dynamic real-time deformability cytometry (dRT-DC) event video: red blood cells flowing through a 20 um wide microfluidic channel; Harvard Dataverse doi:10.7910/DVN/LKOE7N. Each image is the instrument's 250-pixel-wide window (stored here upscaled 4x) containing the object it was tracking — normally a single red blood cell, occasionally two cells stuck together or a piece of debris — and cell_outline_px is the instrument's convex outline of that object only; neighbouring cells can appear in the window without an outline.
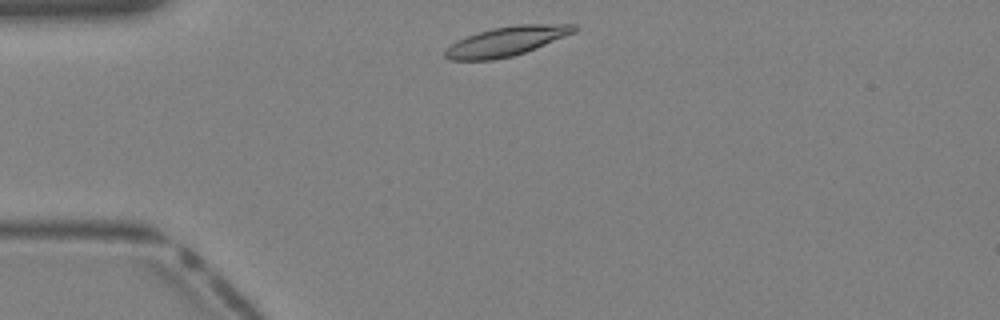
{"species": "Egyptian fruit bat (a non-hibernating species)", "species_latin": "Rousettus aegyptiacus", "temperature_condition": "warm", "stored_images_in_passage": 32, "camera_frame_rate_fps": 3000, "um_per_image_px": 0.085, "animal": {"sex": "female"}, "frame": {"image": 1, "passage_image": 2, "time_ms": 0.333, "image_size_px": [1000, 320], "cell_outline_px": [[576, 32], [536, 48], [512, 56], [492, 60], [448, 60], [444, 56], [444, 52], [456, 40], [492, 28], [516, 24], [576, 24]], "centroid_in_image_um": [43.05, 3.5], "position_along_channel_um": 41.9, "area_um2": 21.96}}
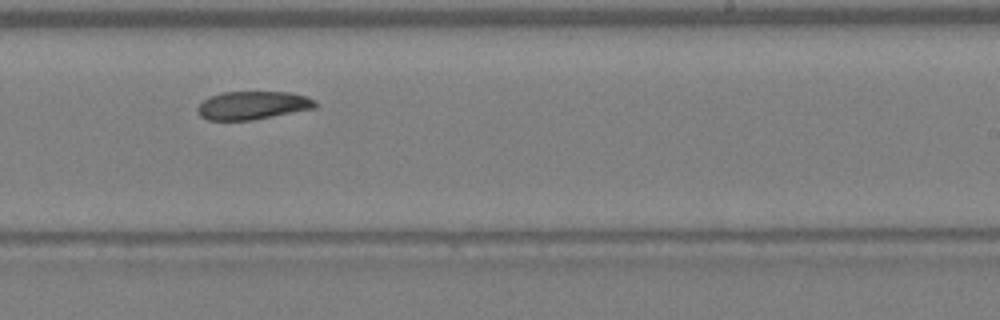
{"frame": {"image": 2, "passage_image": 17, "time_ms": 5.333, "image_size_px": [1000, 320], "cell_outline_px": [[316, 108], [252, 120], [208, 120], [200, 116], [196, 108], [208, 96], [224, 92], [288, 92], [308, 96], [316, 100]], "centroid_in_image_um": [21.49, 8.95], "position_along_channel_um": 267.5, "area_um2": 19.42}}
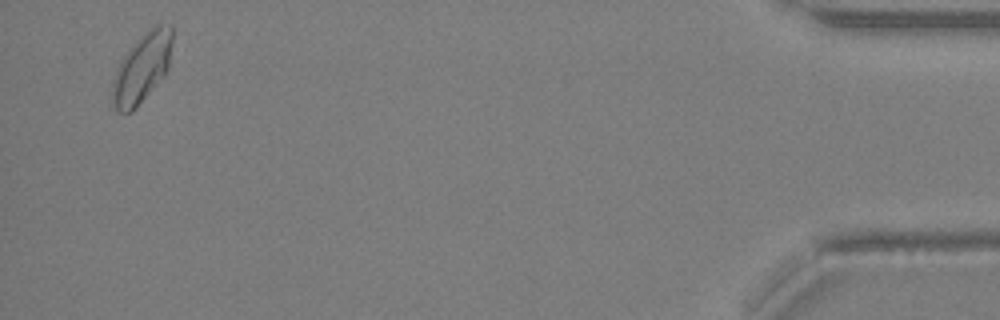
{"frame": {"image": 3, "passage_image": 31, "time_ms": 10.0, "image_size_px": [1000, 320], "cell_outline_px": [[172, 44], [168, 68], [164, 76], [132, 112], [116, 112], [112, 100], [112, 84], [120, 60], [136, 40], [148, 28], [156, 24], [172, 24]], "centroid_in_image_um": [12.08, 5.75], "position_along_channel_um": 423.1, "area_um2": 24.28}}